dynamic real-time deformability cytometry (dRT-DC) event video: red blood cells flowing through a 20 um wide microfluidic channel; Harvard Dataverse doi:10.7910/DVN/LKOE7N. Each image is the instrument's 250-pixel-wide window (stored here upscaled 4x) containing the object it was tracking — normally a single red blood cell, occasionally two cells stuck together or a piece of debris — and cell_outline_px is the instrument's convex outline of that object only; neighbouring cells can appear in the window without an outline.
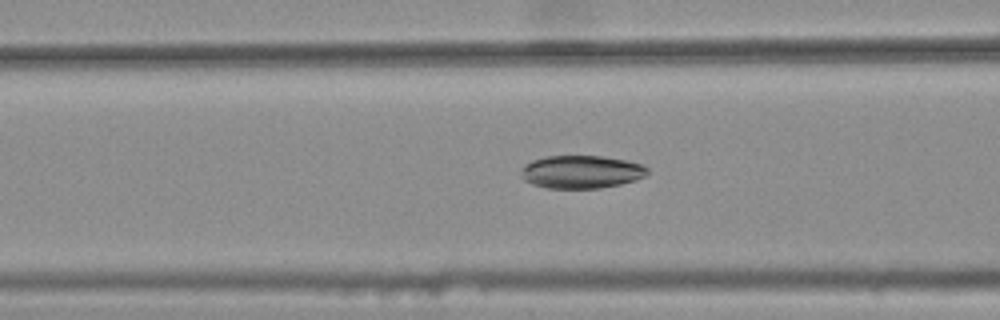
{"species": "common noctule bat (a hibernating species)", "species_latin": "Nyctalus noctula", "temperature_condition": "warm", "stored_images_in_passage": 34, "camera_frame_rate_fps": 3000, "um_per_image_px": 0.085, "animal": {"sex": "female", "body_mass_g": 25.1}, "frame": {"image": 1, "passage_image": 9, "time_ms": 2.667, "image_size_px": [1000, 320], "cell_outline_px": [[648, 172], [644, 176], [636, 180], [620, 184], [600, 188], [544, 188], [532, 184], [524, 180], [520, 176], [520, 172], [524, 164], [532, 160], [544, 156], [604, 156], [644, 164], [648, 168]], "centroid_in_image_um": [49.38, 14.61], "position_along_channel_um": 117.2, "area_um2": 24.51}}
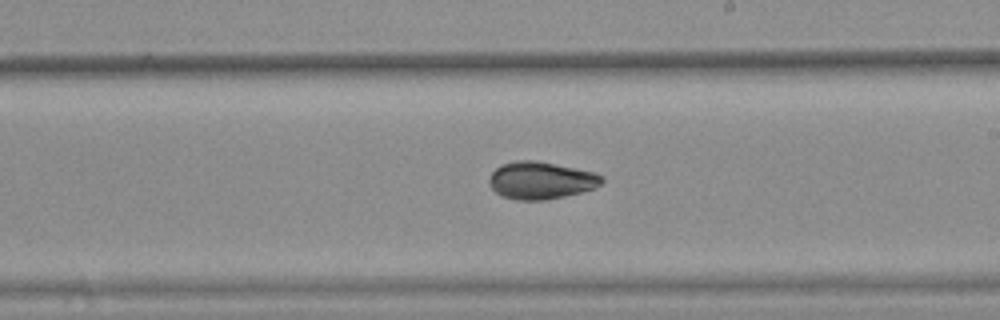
{"frame": {"image": 2, "passage_image": 19, "time_ms": 6.0, "image_size_px": [1000, 320], "cell_outline_px": [[604, 180], [596, 188], [564, 196], [544, 200], [516, 200], [500, 196], [488, 184], [488, 180], [492, 172], [500, 164], [516, 160], [536, 160], [592, 172], [604, 176]], "centroid_in_image_um": [45.94, 15.33], "position_along_channel_um": 243.1, "area_um2": 24.57}}
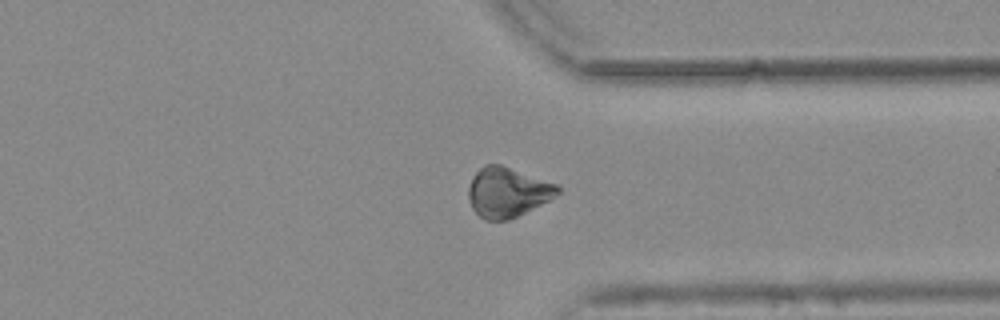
{"frame": {"image": 3, "passage_image": 29, "time_ms": 9.333, "image_size_px": [1000, 320], "cell_outline_px": [[560, 192], [556, 196], [508, 220], [484, 220], [472, 208], [468, 200], [468, 188], [472, 176], [484, 164], [500, 164], [556, 184], [560, 188]], "centroid_in_image_um": [43.09, 16.33], "position_along_channel_um": 368.3, "area_um2": 25.61}, "authors_computed_cell_mechanics": {"area_um2": 25.0274, "velocity_mm_per_s": 3.7851, "shape_relaxation_time_tau1_ms": 7.977, "shape_relaxation_time_tau2_ms": 3.8259, "deformation_change_tau1": 0.1756, "deformation_change_tau2": 0.0751}}